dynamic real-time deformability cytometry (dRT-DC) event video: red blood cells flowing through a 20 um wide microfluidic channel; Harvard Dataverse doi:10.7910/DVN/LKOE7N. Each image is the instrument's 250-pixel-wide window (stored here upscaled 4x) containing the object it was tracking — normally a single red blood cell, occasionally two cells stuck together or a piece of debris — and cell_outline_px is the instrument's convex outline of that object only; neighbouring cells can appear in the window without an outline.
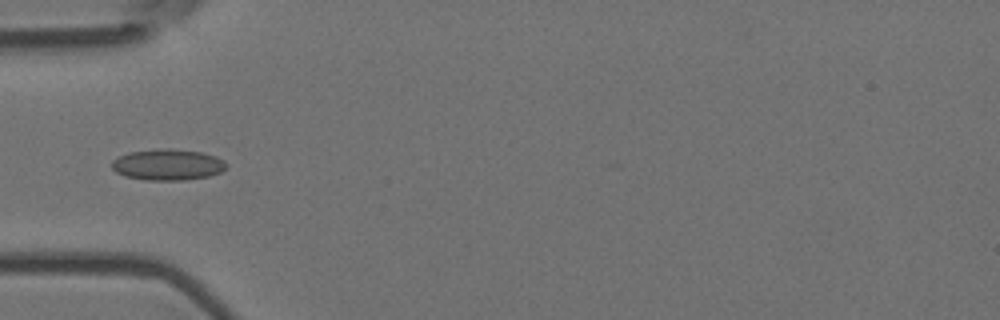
{"species": "Egyptian fruit bat (a non-hibernating species)", "species_latin": "Rousettus aegyptiacus", "temperature_condition": "room temperature", "stored_images_in_passage": 8, "camera_frame_rate_fps": 3000, "um_per_image_px": 0.085, "animal": {"sex": "female"}, "frame": {"image": 1, "passage_image": 5, "time_ms": 1.333, "image_size_px": [1000, 320], "cell_outline_px": [[228, 164], [220, 172], [208, 176], [184, 180], [144, 180], [124, 176], [116, 172], [112, 168], [112, 160], [128, 152], [168, 148], [200, 152], [216, 156], [224, 160]], "centroid_in_image_um": [14.24, 14.0], "position_along_channel_um": 70.8, "area_um2": 20.69}}
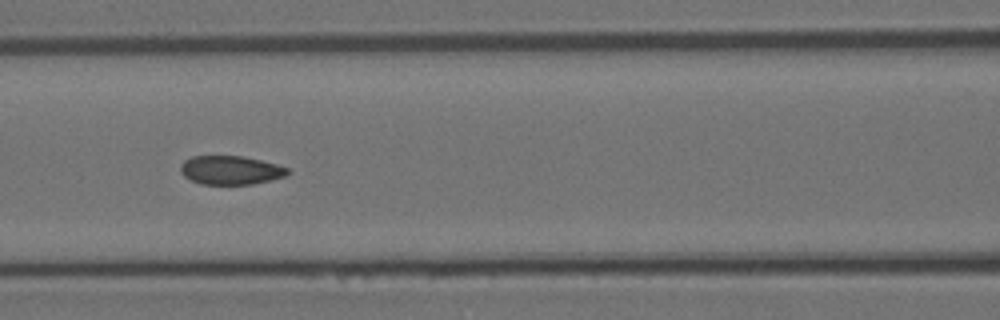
{"frame": {"image": 2, "passage_image": 7, "time_ms": 2.0, "image_size_px": [1000, 320], "cell_outline_px": [[288, 172], [284, 176], [272, 180], [252, 184], [200, 184], [184, 176], [180, 172], [180, 164], [184, 160], [192, 156], [244, 156], [276, 164], [288, 168]], "centroid_in_image_um": [19.57, 14.46], "position_along_channel_um": 147.0, "area_um2": 17.92}}
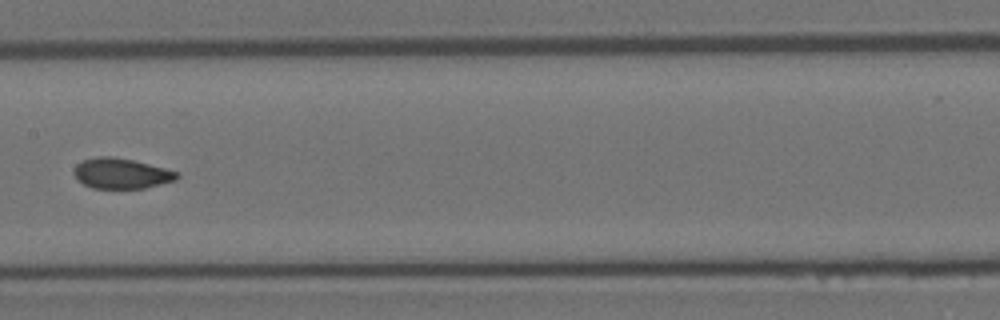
{"frame": {"image": 3, "passage_image": 8, "time_ms": 2.333, "image_size_px": [1000, 320], "cell_outline_px": [[180, 176], [176, 180], [144, 188], [92, 188], [76, 180], [72, 172], [76, 164], [84, 160], [96, 156], [112, 156], [132, 160], [180, 172]], "centroid_in_image_um": [10.28, 14.74], "position_along_channel_um": 197.1, "area_um2": 18.32}}